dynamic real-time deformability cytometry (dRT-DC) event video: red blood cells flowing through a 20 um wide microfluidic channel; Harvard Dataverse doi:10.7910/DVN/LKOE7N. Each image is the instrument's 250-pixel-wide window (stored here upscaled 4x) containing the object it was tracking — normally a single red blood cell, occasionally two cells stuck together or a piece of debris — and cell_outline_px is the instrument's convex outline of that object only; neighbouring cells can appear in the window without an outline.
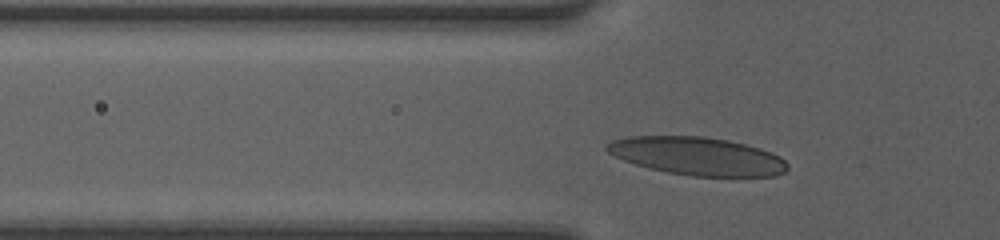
{"species": "human", "species_latin": "Homo sapiens", "temperature_condition": "room temperature", "stored_images_in_passage": 32, "camera_frame_rate_fps": 3000, "um_per_image_px": 0.085, "donor": {"sex": "female"}, "frame": {"image": 1, "passage_image": 6, "time_ms": 1.667, "image_size_px": [1000, 240], "cell_outline_px": [[788, 168], [784, 172], [776, 176], [692, 176], [668, 172], [648, 168], [624, 160], [608, 152], [604, 148], [604, 144], [612, 140], [628, 136], [704, 136], [728, 140], [760, 148], [772, 152], [780, 156], [788, 164]], "centroid_in_image_um": [59.27, 13.26], "position_along_channel_um": 66.5, "area_um2": 40.11}}
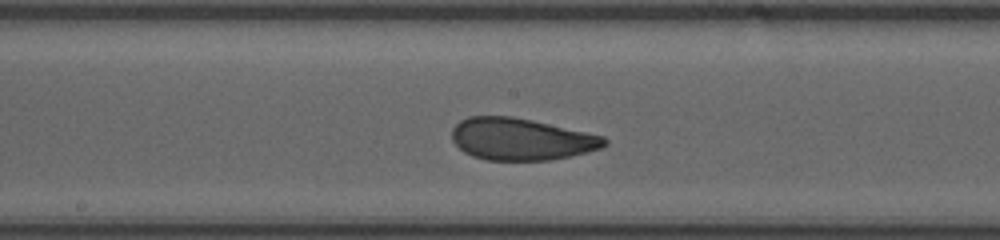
{"frame": {"image": 2, "passage_image": 16, "time_ms": 5.0, "image_size_px": [1000, 240], "cell_outline_px": [[608, 144], [600, 148], [588, 152], [548, 160], [488, 160], [472, 156], [464, 152], [452, 140], [452, 128], [460, 120], [468, 116], [512, 116], [532, 120], [604, 136], [608, 140]], "centroid_in_image_um": [44.28, 11.82], "position_along_channel_um": 203.9, "area_um2": 37.22}}
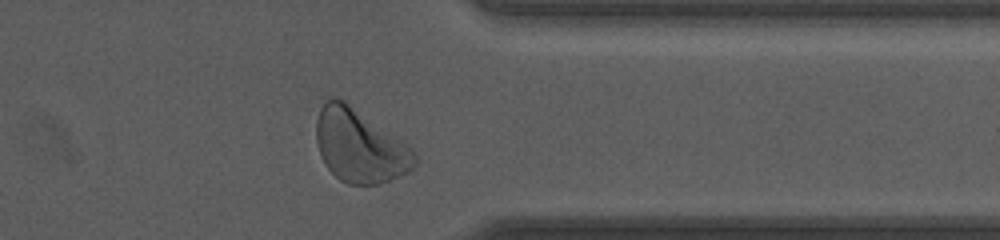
{"frame": {"image": 3, "passage_image": 29, "time_ms": 9.333, "image_size_px": [1000, 240], "cell_outline_px": [[416, 164], [408, 172], [400, 176], [376, 184], [348, 184], [340, 180], [324, 164], [320, 156], [316, 140], [316, 120], [320, 108], [328, 100], [336, 96], [344, 100], [408, 144], [416, 152]], "centroid_in_image_um": [30.57, 12.4], "position_along_channel_um": 380.8, "area_um2": 41.91}, "authors_computed_cell_mechanics": {"area_um2": 37.7434, "velocity_mm_per_s": 4.1879, "shape_relaxation_time_tau1_ms": 3.6224, "shape_relaxation_time_tau2_ms": 1.1276, "deformation_change_tau1": 0.1372, "deformation_change_tau2": 0.0729}}